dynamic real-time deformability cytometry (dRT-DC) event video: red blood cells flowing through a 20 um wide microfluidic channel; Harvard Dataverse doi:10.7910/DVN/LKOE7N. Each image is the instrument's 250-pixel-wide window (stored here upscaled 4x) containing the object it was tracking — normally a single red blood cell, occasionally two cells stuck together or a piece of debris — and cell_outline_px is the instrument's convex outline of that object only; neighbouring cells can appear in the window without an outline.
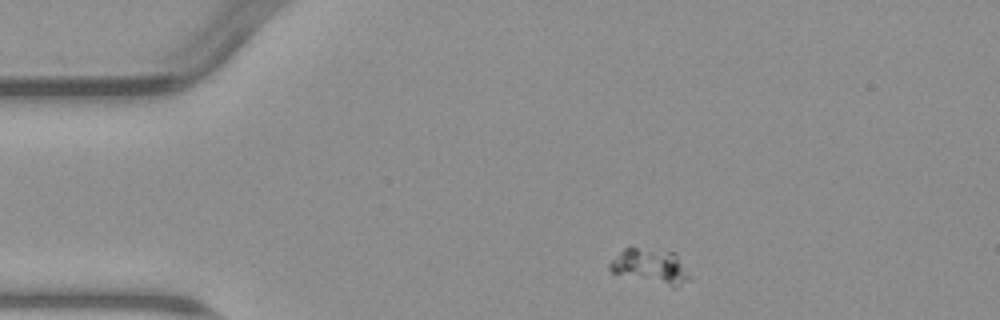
{"species": "common noctule bat (a hibernating species)", "species_latin": "Nyctalus noctula", "temperature_condition": "warm", "stored_images_in_passage": 4, "camera_frame_rate_fps": 3000, "um_per_image_px": 0.085, "animal": {"sex": "male", "body_mass_g": 23.1, "forearm_length_mm": 52.7}, "frame": {"image": 1, "passage_image": 1, "time_ms": 0.0, "image_size_px": [1000, 320], "cell_outline_px": [[688, 276], [676, 288], [672, 288], [612, 272], [608, 268], [608, 264], [624, 248], [636, 248], [672, 252], [676, 256]], "centroid_in_image_um": [55.21, 22.65], "position_along_channel_um": 29.8, "area_um2": 15.43}}